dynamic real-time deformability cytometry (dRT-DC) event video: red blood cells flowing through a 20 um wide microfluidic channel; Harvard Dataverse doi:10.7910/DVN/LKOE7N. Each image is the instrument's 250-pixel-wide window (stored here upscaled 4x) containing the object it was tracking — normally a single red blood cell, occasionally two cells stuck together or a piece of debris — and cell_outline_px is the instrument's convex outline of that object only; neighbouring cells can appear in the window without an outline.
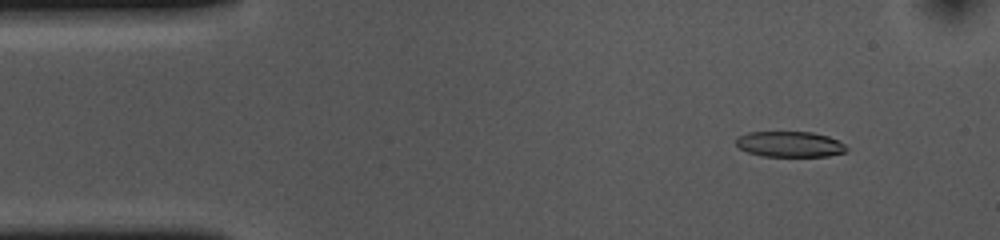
{"species": "common noctule bat (a hibernating species)", "species_latin": "Nyctalus noctula", "temperature_condition": "cold", "stored_images_in_passage": 53, "camera_frame_rate_fps": 3000, "um_per_image_px": 0.085, "animal": {"sex": "female", "body_mass_g": 10.0, "forearm_length_mm": 53.1}, "frame": {"image": 1, "passage_image": 5, "time_ms": 1.333, "image_size_px": [1000, 240], "cell_outline_px": [[848, 148], [844, 152], [828, 156], [764, 156], [748, 152], [740, 148], [736, 144], [736, 136], [748, 132], [812, 132], [828, 136], [840, 140]], "centroid_in_image_um": [67.14, 12.25], "position_along_channel_um": 17.9, "area_um2": 16.53}}
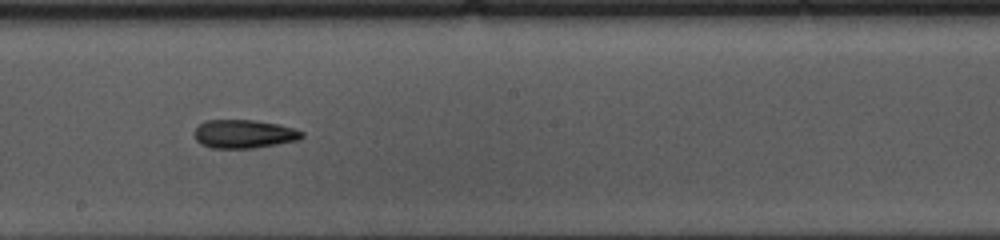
{"frame": {"image": 2, "passage_image": 28, "time_ms": 9.0, "image_size_px": [1000, 240], "cell_outline_px": [[304, 136], [300, 140], [252, 148], [212, 148], [200, 144], [196, 140], [192, 132], [200, 124], [208, 120], [256, 120], [276, 124], [292, 128], [304, 132]], "centroid_in_image_um": [20.72, 11.39], "position_along_channel_um": 227.5, "area_um2": 17.86}}
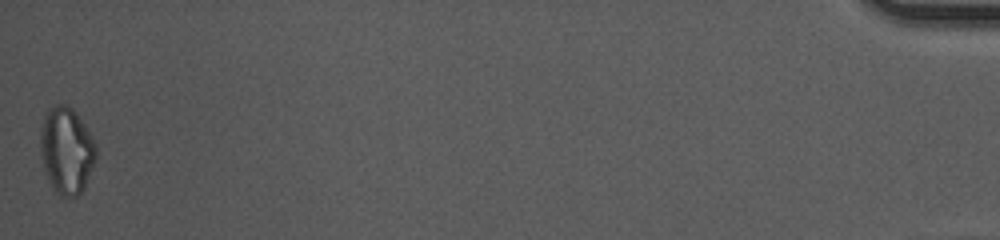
{"frame": {"image": 3, "passage_image": 53, "time_ms": 17.333, "image_size_px": [1000, 240], "cell_outline_px": [[96, 160], [84, 188], [76, 196], [60, 196], [56, 192], [48, 180], [44, 172], [40, 148], [40, 132], [44, 116], [48, 108], [56, 104], [64, 104], [72, 108], [84, 124], [92, 136], [96, 144]], "centroid_in_image_um": [5.65, 12.78], "position_along_channel_um": 429.6, "area_um2": 28.21}, "authors_computed_cell_mechanics": {"area_um2": 18.2648, "velocity_mm_per_s": 3.6503, "shape_relaxation_time_tau1_ms": 6.0276, "shape_relaxation_time_tau2_ms": 7.0122, "deformation_change_tau1": 0.151, "deformation_change_tau2": 0.1684}}